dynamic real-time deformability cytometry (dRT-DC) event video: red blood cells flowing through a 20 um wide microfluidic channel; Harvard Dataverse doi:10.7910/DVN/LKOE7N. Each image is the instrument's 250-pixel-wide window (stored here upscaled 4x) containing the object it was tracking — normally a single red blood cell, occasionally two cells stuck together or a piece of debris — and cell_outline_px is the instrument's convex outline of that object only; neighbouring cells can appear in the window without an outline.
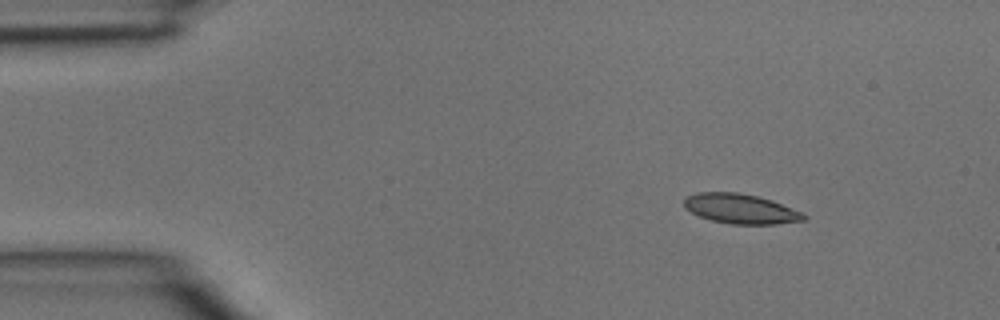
{"species": "common noctule bat (a hibernating species)", "species_latin": "Nyctalus noctula", "temperature_condition": "room temperature", "stored_images_in_passage": 4, "segment_of_instrument_passage": [1, 2], "camera_frame_rate_fps": 3000, "um_per_image_px": 0.085, "animal": {"sex": "male", "body_mass_g": 15.6}, "frame": {"image": 1, "passage_image": 1, "time_ms": 0.0, "image_size_px": [1000, 320], "cell_outline_px": [[808, 216], [804, 220], [776, 224], [732, 224], [712, 220], [700, 216], [684, 208], [684, 196], [696, 192], [736, 192], [756, 196], [772, 200], [800, 212]], "centroid_in_image_um": [62.91, 17.74], "position_along_channel_um": 22.1, "area_um2": 20.63}}
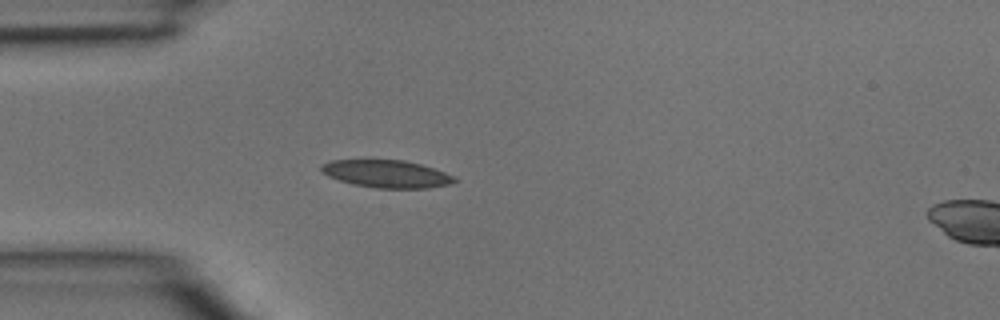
{"frame": {"image": 2, "passage_image": 3, "time_ms": 0.667, "image_size_px": [1000, 320], "cell_outline_px": [[460, 180], [448, 184], [428, 188], [376, 188], [352, 184], [328, 176], [320, 172], [320, 164], [332, 160], [404, 160], [420, 164], [456, 176]], "centroid_in_image_um": [32.85, 14.78], "position_along_channel_um": 52.2, "area_um2": 21.44}}